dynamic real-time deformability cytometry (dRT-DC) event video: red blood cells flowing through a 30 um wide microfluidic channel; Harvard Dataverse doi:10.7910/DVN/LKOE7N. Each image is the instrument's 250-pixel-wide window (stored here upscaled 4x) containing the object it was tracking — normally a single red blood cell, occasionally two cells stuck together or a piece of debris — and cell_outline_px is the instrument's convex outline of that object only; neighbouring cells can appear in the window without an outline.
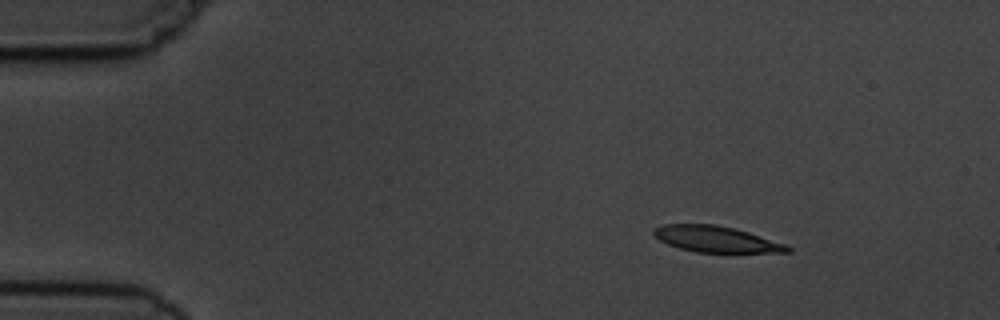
{"species": "common noctule bat (a hibernating species)", "species_latin": "Nyctalus noctula", "temperature_condition": "cold", "stored_images_in_passage": 4, "camera_frame_rate_fps": 3000, "um_per_image_px": 0.085, "animal": {"sex": "male", "body_mass_g": 19.5, "forearm_length_mm": 54.6}, "frame": {"image": 1, "passage_image": 1, "time_ms": 0.0, "image_size_px": [1000, 320], "cell_outline_px": [[792, 252], [696, 252], [680, 248], [668, 244], [660, 240], [652, 232], [652, 228], [664, 224], [716, 224], [748, 232], [788, 244], [792, 248]], "centroid_in_image_um": [60.89, 20.32], "position_along_channel_um": 24.1, "area_um2": 20.29}}
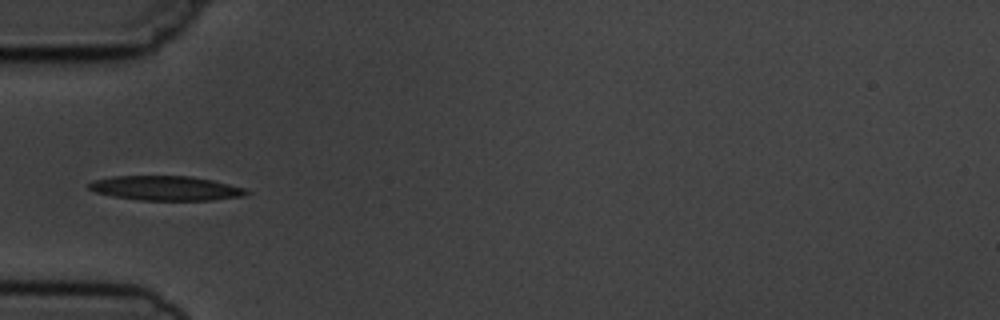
{"frame": {"image": 2, "passage_image": 4, "time_ms": 3.333, "image_size_px": [1000, 320], "cell_outline_px": [[252, 192], [244, 196], [212, 200], [140, 200], [112, 196], [96, 192], [88, 188], [88, 184], [92, 180], [112, 176], [192, 176], [212, 180], [244, 188]], "centroid_in_image_um": [14.09, 15.99], "position_along_channel_um": 70.9, "area_um2": 22.54}}